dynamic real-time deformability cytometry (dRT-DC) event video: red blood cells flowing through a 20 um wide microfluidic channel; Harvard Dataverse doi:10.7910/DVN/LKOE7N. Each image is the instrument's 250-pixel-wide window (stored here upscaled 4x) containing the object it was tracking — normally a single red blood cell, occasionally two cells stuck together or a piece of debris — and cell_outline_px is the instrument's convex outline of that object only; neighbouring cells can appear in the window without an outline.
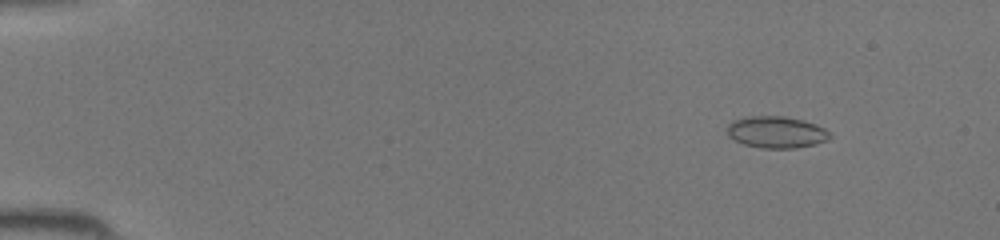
{"species": "common noctule bat (a hibernating species)", "species_latin": "Nyctalus noctula", "temperature_condition": "room temperature", "stored_images_in_passage": 45, "camera_frame_rate_fps": 3000, "um_per_image_px": 0.085, "animal": {"sex": "female", "body_mass_g": 19.5, "forearm_length_mm": 54.1}, "frame": {"image": 1, "passage_image": 6, "time_ms": 1.667, "image_size_px": [1000, 240], "cell_outline_px": [[832, 136], [828, 140], [816, 144], [796, 148], [760, 148], [744, 144], [728, 136], [728, 124], [732, 120], [744, 116], [784, 116], [804, 120], [816, 124], [824, 128]], "centroid_in_image_um": [65.99, 11.22], "position_along_channel_um": 19.0, "area_um2": 19.13}}
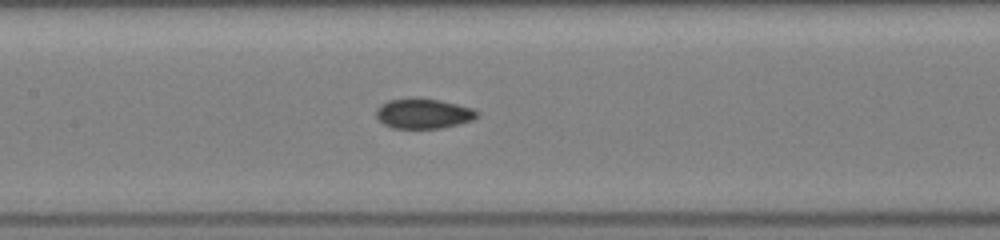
{"frame": {"image": 2, "passage_image": 23, "time_ms": 7.333, "image_size_px": [1000, 240], "cell_outline_px": [[480, 116], [472, 120], [460, 124], [440, 128], [392, 128], [384, 124], [376, 116], [376, 108], [380, 104], [388, 100], [416, 96], [440, 100], [472, 108], [480, 112]], "centroid_in_image_um": [35.99, 9.63], "position_along_channel_um": 171.4, "area_um2": 18.03}}
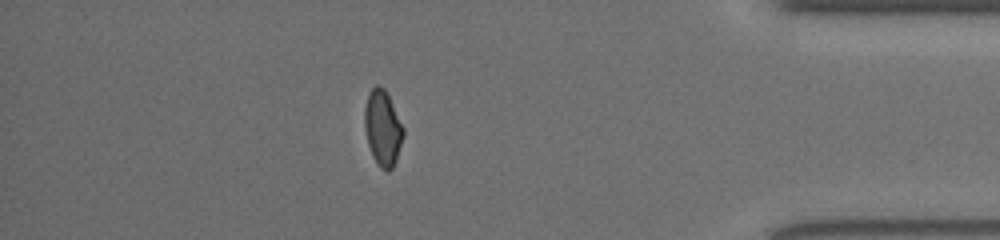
{"frame": {"image": 3, "passage_image": 40, "time_ms": 13.0, "image_size_px": [1000, 240], "cell_outline_px": [[404, 136], [396, 160], [392, 168], [388, 172], [380, 168], [372, 156], [368, 144], [364, 128], [364, 108], [368, 92], [376, 84], [380, 84], [384, 88], [404, 128]], "centroid_in_image_um": [32.51, 10.88], "position_along_channel_um": 402.7, "area_um2": 17.17}}